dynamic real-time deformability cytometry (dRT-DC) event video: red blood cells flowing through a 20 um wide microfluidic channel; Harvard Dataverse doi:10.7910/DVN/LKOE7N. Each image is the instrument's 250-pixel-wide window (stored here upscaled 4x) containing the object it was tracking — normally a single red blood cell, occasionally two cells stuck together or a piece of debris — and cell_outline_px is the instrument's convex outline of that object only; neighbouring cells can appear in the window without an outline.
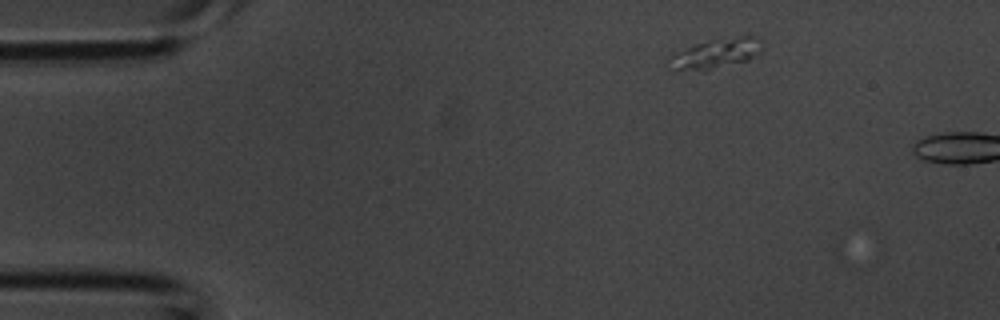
{"species": "common noctule bat (a hibernating species)", "species_latin": "Nyctalus noctula", "temperature_condition": "room temperature", "stored_images_in_passage": 2, "camera_frame_rate_fps": 3000, "um_per_image_px": 0.085, "animal": {"sex": "male", "body_mass_g": 20.1, "forearm_length_mm": 53.5}, "frame": {"image": 1, "passage_image": 1, "time_ms": 0.0, "image_size_px": [1000, 320], "cell_outline_px": [[764, 44], [748, 60], [708, 68], [672, 72], [668, 60], [668, 56], [676, 52], [696, 44], [744, 36], [756, 36], [764, 40]], "centroid_in_image_um": [60.8, 4.55], "position_along_channel_um": 24.2, "area_um2": 15.37}}